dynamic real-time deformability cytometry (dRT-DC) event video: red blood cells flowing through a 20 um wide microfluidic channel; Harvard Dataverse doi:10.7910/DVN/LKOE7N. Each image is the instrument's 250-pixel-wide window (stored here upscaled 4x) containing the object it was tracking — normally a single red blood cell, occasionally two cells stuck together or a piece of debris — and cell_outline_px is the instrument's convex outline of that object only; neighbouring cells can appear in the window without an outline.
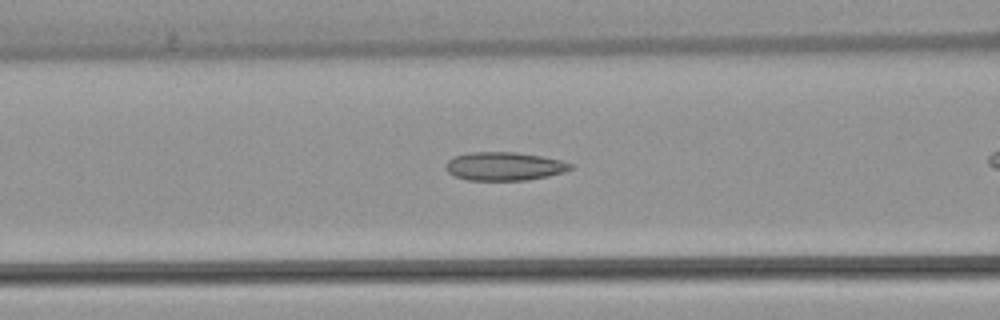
{"species": "common noctule bat (a hibernating species)", "species_latin": "Nyctalus noctula", "temperature_condition": "warm", "stored_images_in_passage": 7, "segment_of_instrument_passage": [1, 2], "camera_frame_rate_fps": 3000, "um_per_image_px": 0.085, "animal": {"sex": "female", "body_mass_g": 22.7, "forearm_length_mm": 54.2}, "frame": {"image": 1, "passage_image": 5, "time_ms": 5.333, "image_size_px": [1000, 320], "cell_outline_px": [[572, 168], [564, 172], [548, 176], [528, 180], [468, 180], [456, 176], [448, 172], [444, 168], [444, 164], [452, 156], [472, 152], [516, 152], [540, 156], [560, 160], [572, 164]], "centroid_in_image_um": [42.82, 14.13], "position_along_channel_um": 123.8, "area_um2": 20.69}}